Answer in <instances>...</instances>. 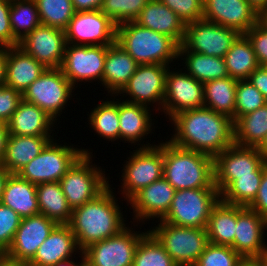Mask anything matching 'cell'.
<instances>
[{"label":"cell","instance_id":"obj_1","mask_svg":"<svg viewBox=\"0 0 267 266\" xmlns=\"http://www.w3.org/2000/svg\"><path fill=\"white\" fill-rule=\"evenodd\" d=\"M170 121L175 134L169 141L176 146L215 157L234 144L233 120L211 109L182 111Z\"/></svg>","mask_w":267,"mask_h":266},{"label":"cell","instance_id":"obj_2","mask_svg":"<svg viewBox=\"0 0 267 266\" xmlns=\"http://www.w3.org/2000/svg\"><path fill=\"white\" fill-rule=\"evenodd\" d=\"M110 185L94 200L73 209L69 226L80 251L93 243L116 236L126 228Z\"/></svg>","mask_w":267,"mask_h":266},{"label":"cell","instance_id":"obj_3","mask_svg":"<svg viewBox=\"0 0 267 266\" xmlns=\"http://www.w3.org/2000/svg\"><path fill=\"white\" fill-rule=\"evenodd\" d=\"M163 177L176 191L196 188H216L214 157L163 142Z\"/></svg>","mask_w":267,"mask_h":266},{"label":"cell","instance_id":"obj_4","mask_svg":"<svg viewBox=\"0 0 267 266\" xmlns=\"http://www.w3.org/2000/svg\"><path fill=\"white\" fill-rule=\"evenodd\" d=\"M116 43L138 64L169 66L179 58V44L170 36L142 27L134 21L117 25Z\"/></svg>","mask_w":267,"mask_h":266},{"label":"cell","instance_id":"obj_5","mask_svg":"<svg viewBox=\"0 0 267 266\" xmlns=\"http://www.w3.org/2000/svg\"><path fill=\"white\" fill-rule=\"evenodd\" d=\"M51 140L42 152L17 173L19 177L33 184L59 182L73 164L84 154L92 153L73 145H59Z\"/></svg>","mask_w":267,"mask_h":266},{"label":"cell","instance_id":"obj_6","mask_svg":"<svg viewBox=\"0 0 267 266\" xmlns=\"http://www.w3.org/2000/svg\"><path fill=\"white\" fill-rule=\"evenodd\" d=\"M219 200L217 188L178 190L161 221L181 227L206 228L211 210Z\"/></svg>","mask_w":267,"mask_h":266},{"label":"cell","instance_id":"obj_7","mask_svg":"<svg viewBox=\"0 0 267 266\" xmlns=\"http://www.w3.org/2000/svg\"><path fill=\"white\" fill-rule=\"evenodd\" d=\"M178 266H194L209 243L206 228L162 222L149 230Z\"/></svg>","mask_w":267,"mask_h":266},{"label":"cell","instance_id":"obj_8","mask_svg":"<svg viewBox=\"0 0 267 266\" xmlns=\"http://www.w3.org/2000/svg\"><path fill=\"white\" fill-rule=\"evenodd\" d=\"M91 158L83 154L59 181L72 209L94 200L110 185L102 169L91 164Z\"/></svg>","mask_w":267,"mask_h":266},{"label":"cell","instance_id":"obj_9","mask_svg":"<svg viewBox=\"0 0 267 266\" xmlns=\"http://www.w3.org/2000/svg\"><path fill=\"white\" fill-rule=\"evenodd\" d=\"M123 168L121 190L127 202L140 190L163 177V143L141 144Z\"/></svg>","mask_w":267,"mask_h":266},{"label":"cell","instance_id":"obj_10","mask_svg":"<svg viewBox=\"0 0 267 266\" xmlns=\"http://www.w3.org/2000/svg\"><path fill=\"white\" fill-rule=\"evenodd\" d=\"M74 89L60 68H47L23 92L22 99L37 105L56 121Z\"/></svg>","mask_w":267,"mask_h":266},{"label":"cell","instance_id":"obj_11","mask_svg":"<svg viewBox=\"0 0 267 266\" xmlns=\"http://www.w3.org/2000/svg\"><path fill=\"white\" fill-rule=\"evenodd\" d=\"M241 34L232 28L204 19L185 24V36L179 51H194L208 56L224 58Z\"/></svg>","mask_w":267,"mask_h":266},{"label":"cell","instance_id":"obj_12","mask_svg":"<svg viewBox=\"0 0 267 266\" xmlns=\"http://www.w3.org/2000/svg\"><path fill=\"white\" fill-rule=\"evenodd\" d=\"M116 28L101 10L75 11L64 30L66 44L110 46L116 42Z\"/></svg>","mask_w":267,"mask_h":266},{"label":"cell","instance_id":"obj_13","mask_svg":"<svg viewBox=\"0 0 267 266\" xmlns=\"http://www.w3.org/2000/svg\"><path fill=\"white\" fill-rule=\"evenodd\" d=\"M257 147L231 145L214 157V184L221 194L238 176L253 175L265 162Z\"/></svg>","mask_w":267,"mask_h":266},{"label":"cell","instance_id":"obj_14","mask_svg":"<svg viewBox=\"0 0 267 266\" xmlns=\"http://www.w3.org/2000/svg\"><path fill=\"white\" fill-rule=\"evenodd\" d=\"M130 229L126 227L116 236L85 248V260L92 266H133L137 245L147 232L138 234Z\"/></svg>","mask_w":267,"mask_h":266},{"label":"cell","instance_id":"obj_15","mask_svg":"<svg viewBox=\"0 0 267 266\" xmlns=\"http://www.w3.org/2000/svg\"><path fill=\"white\" fill-rule=\"evenodd\" d=\"M107 48L108 46L66 44L60 69L74 87L84 80H100L102 84Z\"/></svg>","mask_w":267,"mask_h":266},{"label":"cell","instance_id":"obj_16","mask_svg":"<svg viewBox=\"0 0 267 266\" xmlns=\"http://www.w3.org/2000/svg\"><path fill=\"white\" fill-rule=\"evenodd\" d=\"M58 224L43 214L21 219L4 258L11 262L28 264L36 255L38 247Z\"/></svg>","mask_w":267,"mask_h":266},{"label":"cell","instance_id":"obj_17","mask_svg":"<svg viewBox=\"0 0 267 266\" xmlns=\"http://www.w3.org/2000/svg\"><path fill=\"white\" fill-rule=\"evenodd\" d=\"M204 107V85L188 73L167 71L165 97L160 110L169 120L182 111Z\"/></svg>","mask_w":267,"mask_h":266},{"label":"cell","instance_id":"obj_18","mask_svg":"<svg viewBox=\"0 0 267 266\" xmlns=\"http://www.w3.org/2000/svg\"><path fill=\"white\" fill-rule=\"evenodd\" d=\"M169 67L162 64H139L134 75L117 94L129 95L126 102L149 106L151 103L163 105L165 78ZM132 99V100H131Z\"/></svg>","mask_w":267,"mask_h":266},{"label":"cell","instance_id":"obj_19","mask_svg":"<svg viewBox=\"0 0 267 266\" xmlns=\"http://www.w3.org/2000/svg\"><path fill=\"white\" fill-rule=\"evenodd\" d=\"M18 46L46 68H60L66 47L65 33L64 30L40 24Z\"/></svg>","mask_w":267,"mask_h":266},{"label":"cell","instance_id":"obj_20","mask_svg":"<svg viewBox=\"0 0 267 266\" xmlns=\"http://www.w3.org/2000/svg\"><path fill=\"white\" fill-rule=\"evenodd\" d=\"M203 19L245 34L258 23V13L247 0H204Z\"/></svg>","mask_w":267,"mask_h":266},{"label":"cell","instance_id":"obj_21","mask_svg":"<svg viewBox=\"0 0 267 266\" xmlns=\"http://www.w3.org/2000/svg\"><path fill=\"white\" fill-rule=\"evenodd\" d=\"M236 226L234 250L243 258H258L267 249L263 241L267 220L250 208L237 205Z\"/></svg>","mask_w":267,"mask_h":266},{"label":"cell","instance_id":"obj_22","mask_svg":"<svg viewBox=\"0 0 267 266\" xmlns=\"http://www.w3.org/2000/svg\"><path fill=\"white\" fill-rule=\"evenodd\" d=\"M176 189L162 177L137 192L128 202L133 208L135 220L159 218L161 220L171 206Z\"/></svg>","mask_w":267,"mask_h":266},{"label":"cell","instance_id":"obj_23","mask_svg":"<svg viewBox=\"0 0 267 266\" xmlns=\"http://www.w3.org/2000/svg\"><path fill=\"white\" fill-rule=\"evenodd\" d=\"M80 250L68 224H58L45 241L38 247L29 266H53L59 261L73 257Z\"/></svg>","mask_w":267,"mask_h":266},{"label":"cell","instance_id":"obj_24","mask_svg":"<svg viewBox=\"0 0 267 266\" xmlns=\"http://www.w3.org/2000/svg\"><path fill=\"white\" fill-rule=\"evenodd\" d=\"M46 69L19 46L7 47L6 86L23 94Z\"/></svg>","mask_w":267,"mask_h":266},{"label":"cell","instance_id":"obj_25","mask_svg":"<svg viewBox=\"0 0 267 266\" xmlns=\"http://www.w3.org/2000/svg\"><path fill=\"white\" fill-rule=\"evenodd\" d=\"M138 25L173 38L179 45L185 36V23L159 0H149L134 20Z\"/></svg>","mask_w":267,"mask_h":266},{"label":"cell","instance_id":"obj_26","mask_svg":"<svg viewBox=\"0 0 267 266\" xmlns=\"http://www.w3.org/2000/svg\"><path fill=\"white\" fill-rule=\"evenodd\" d=\"M54 121L37 105L22 99L7 123L8 133L18 136H51Z\"/></svg>","mask_w":267,"mask_h":266},{"label":"cell","instance_id":"obj_27","mask_svg":"<svg viewBox=\"0 0 267 266\" xmlns=\"http://www.w3.org/2000/svg\"><path fill=\"white\" fill-rule=\"evenodd\" d=\"M138 65L116 42L108 46L102 77L104 88L116 96L134 75Z\"/></svg>","mask_w":267,"mask_h":266},{"label":"cell","instance_id":"obj_28","mask_svg":"<svg viewBox=\"0 0 267 266\" xmlns=\"http://www.w3.org/2000/svg\"><path fill=\"white\" fill-rule=\"evenodd\" d=\"M52 136H18L8 134L2 165L17 174L21 168L38 156L46 145L54 140Z\"/></svg>","mask_w":267,"mask_h":266},{"label":"cell","instance_id":"obj_29","mask_svg":"<svg viewBox=\"0 0 267 266\" xmlns=\"http://www.w3.org/2000/svg\"><path fill=\"white\" fill-rule=\"evenodd\" d=\"M36 188V184L17 174H11L0 202L14 210L22 219L39 214Z\"/></svg>","mask_w":267,"mask_h":266},{"label":"cell","instance_id":"obj_30","mask_svg":"<svg viewBox=\"0 0 267 266\" xmlns=\"http://www.w3.org/2000/svg\"><path fill=\"white\" fill-rule=\"evenodd\" d=\"M148 108V109H147ZM150 106L119 100V138L135 143L152 131ZM151 118V119H150Z\"/></svg>","mask_w":267,"mask_h":266},{"label":"cell","instance_id":"obj_31","mask_svg":"<svg viewBox=\"0 0 267 266\" xmlns=\"http://www.w3.org/2000/svg\"><path fill=\"white\" fill-rule=\"evenodd\" d=\"M237 222V205L221 199L213 206L206 231L210 243L231 246L234 249V236Z\"/></svg>","mask_w":267,"mask_h":266},{"label":"cell","instance_id":"obj_32","mask_svg":"<svg viewBox=\"0 0 267 266\" xmlns=\"http://www.w3.org/2000/svg\"><path fill=\"white\" fill-rule=\"evenodd\" d=\"M237 81L230 76L205 82L204 107L235 121Z\"/></svg>","mask_w":267,"mask_h":266},{"label":"cell","instance_id":"obj_33","mask_svg":"<svg viewBox=\"0 0 267 266\" xmlns=\"http://www.w3.org/2000/svg\"><path fill=\"white\" fill-rule=\"evenodd\" d=\"M39 213L57 224H69L73 209L68 204L59 182L37 184Z\"/></svg>","mask_w":267,"mask_h":266},{"label":"cell","instance_id":"obj_34","mask_svg":"<svg viewBox=\"0 0 267 266\" xmlns=\"http://www.w3.org/2000/svg\"><path fill=\"white\" fill-rule=\"evenodd\" d=\"M234 144L243 147H258L267 134V103L234 122Z\"/></svg>","mask_w":267,"mask_h":266},{"label":"cell","instance_id":"obj_35","mask_svg":"<svg viewBox=\"0 0 267 266\" xmlns=\"http://www.w3.org/2000/svg\"><path fill=\"white\" fill-rule=\"evenodd\" d=\"M228 74L236 80L248 79L260 65L248 38L241 34L224 56Z\"/></svg>","mask_w":267,"mask_h":266},{"label":"cell","instance_id":"obj_36","mask_svg":"<svg viewBox=\"0 0 267 266\" xmlns=\"http://www.w3.org/2000/svg\"><path fill=\"white\" fill-rule=\"evenodd\" d=\"M183 55L184 58H182ZM179 58L184 59L187 73L203 84L207 81L229 76L224 58L208 56L194 51H179Z\"/></svg>","mask_w":267,"mask_h":266},{"label":"cell","instance_id":"obj_37","mask_svg":"<svg viewBox=\"0 0 267 266\" xmlns=\"http://www.w3.org/2000/svg\"><path fill=\"white\" fill-rule=\"evenodd\" d=\"M265 161L253 175L238 176L221 194L223 202L248 207L256 198L263 177Z\"/></svg>","mask_w":267,"mask_h":266},{"label":"cell","instance_id":"obj_38","mask_svg":"<svg viewBox=\"0 0 267 266\" xmlns=\"http://www.w3.org/2000/svg\"><path fill=\"white\" fill-rule=\"evenodd\" d=\"M89 115L88 123L93 130L105 139L115 141L119 139V101H103L99 103Z\"/></svg>","mask_w":267,"mask_h":266},{"label":"cell","instance_id":"obj_39","mask_svg":"<svg viewBox=\"0 0 267 266\" xmlns=\"http://www.w3.org/2000/svg\"><path fill=\"white\" fill-rule=\"evenodd\" d=\"M9 16L13 37L18 42L41 24L35 0L12 2Z\"/></svg>","mask_w":267,"mask_h":266},{"label":"cell","instance_id":"obj_40","mask_svg":"<svg viewBox=\"0 0 267 266\" xmlns=\"http://www.w3.org/2000/svg\"><path fill=\"white\" fill-rule=\"evenodd\" d=\"M133 266H178L171 256L165 251L163 245L150 232L140 239Z\"/></svg>","mask_w":267,"mask_h":266},{"label":"cell","instance_id":"obj_41","mask_svg":"<svg viewBox=\"0 0 267 266\" xmlns=\"http://www.w3.org/2000/svg\"><path fill=\"white\" fill-rule=\"evenodd\" d=\"M43 25L65 30L75 10L72 0H35Z\"/></svg>","mask_w":267,"mask_h":266},{"label":"cell","instance_id":"obj_42","mask_svg":"<svg viewBox=\"0 0 267 266\" xmlns=\"http://www.w3.org/2000/svg\"><path fill=\"white\" fill-rule=\"evenodd\" d=\"M149 0H103L100 10L116 25L134 21Z\"/></svg>","mask_w":267,"mask_h":266},{"label":"cell","instance_id":"obj_43","mask_svg":"<svg viewBox=\"0 0 267 266\" xmlns=\"http://www.w3.org/2000/svg\"><path fill=\"white\" fill-rule=\"evenodd\" d=\"M235 97V120L267 103L263 94L248 79L237 81Z\"/></svg>","mask_w":267,"mask_h":266},{"label":"cell","instance_id":"obj_44","mask_svg":"<svg viewBox=\"0 0 267 266\" xmlns=\"http://www.w3.org/2000/svg\"><path fill=\"white\" fill-rule=\"evenodd\" d=\"M242 260L231 246L209 242L194 266H238Z\"/></svg>","mask_w":267,"mask_h":266},{"label":"cell","instance_id":"obj_45","mask_svg":"<svg viewBox=\"0 0 267 266\" xmlns=\"http://www.w3.org/2000/svg\"><path fill=\"white\" fill-rule=\"evenodd\" d=\"M21 217L11 208L0 202V252L5 253L20 225Z\"/></svg>","mask_w":267,"mask_h":266},{"label":"cell","instance_id":"obj_46","mask_svg":"<svg viewBox=\"0 0 267 266\" xmlns=\"http://www.w3.org/2000/svg\"><path fill=\"white\" fill-rule=\"evenodd\" d=\"M170 8L185 23L203 19L204 0H159Z\"/></svg>","mask_w":267,"mask_h":266},{"label":"cell","instance_id":"obj_47","mask_svg":"<svg viewBox=\"0 0 267 266\" xmlns=\"http://www.w3.org/2000/svg\"><path fill=\"white\" fill-rule=\"evenodd\" d=\"M21 100L22 94L14 88L6 85L0 87V122H9Z\"/></svg>","mask_w":267,"mask_h":266},{"label":"cell","instance_id":"obj_48","mask_svg":"<svg viewBox=\"0 0 267 266\" xmlns=\"http://www.w3.org/2000/svg\"><path fill=\"white\" fill-rule=\"evenodd\" d=\"M244 35L251 42L259 65L267 66V31L257 23Z\"/></svg>","mask_w":267,"mask_h":266},{"label":"cell","instance_id":"obj_49","mask_svg":"<svg viewBox=\"0 0 267 266\" xmlns=\"http://www.w3.org/2000/svg\"><path fill=\"white\" fill-rule=\"evenodd\" d=\"M11 3L0 0V46L12 47L18 46L19 42L13 37L10 25Z\"/></svg>","mask_w":267,"mask_h":266},{"label":"cell","instance_id":"obj_50","mask_svg":"<svg viewBox=\"0 0 267 266\" xmlns=\"http://www.w3.org/2000/svg\"><path fill=\"white\" fill-rule=\"evenodd\" d=\"M267 220V164L264 167L263 177L254 201L248 206Z\"/></svg>","mask_w":267,"mask_h":266},{"label":"cell","instance_id":"obj_51","mask_svg":"<svg viewBox=\"0 0 267 266\" xmlns=\"http://www.w3.org/2000/svg\"><path fill=\"white\" fill-rule=\"evenodd\" d=\"M248 80L263 94L267 100V66H259L248 77Z\"/></svg>","mask_w":267,"mask_h":266},{"label":"cell","instance_id":"obj_52","mask_svg":"<svg viewBox=\"0 0 267 266\" xmlns=\"http://www.w3.org/2000/svg\"><path fill=\"white\" fill-rule=\"evenodd\" d=\"M103 0H72L75 11L100 10Z\"/></svg>","mask_w":267,"mask_h":266},{"label":"cell","instance_id":"obj_53","mask_svg":"<svg viewBox=\"0 0 267 266\" xmlns=\"http://www.w3.org/2000/svg\"><path fill=\"white\" fill-rule=\"evenodd\" d=\"M7 47H0V87L5 85Z\"/></svg>","mask_w":267,"mask_h":266},{"label":"cell","instance_id":"obj_54","mask_svg":"<svg viewBox=\"0 0 267 266\" xmlns=\"http://www.w3.org/2000/svg\"><path fill=\"white\" fill-rule=\"evenodd\" d=\"M8 134L9 133H8L7 124L0 122V164L2 163L3 158H4Z\"/></svg>","mask_w":267,"mask_h":266},{"label":"cell","instance_id":"obj_55","mask_svg":"<svg viewBox=\"0 0 267 266\" xmlns=\"http://www.w3.org/2000/svg\"><path fill=\"white\" fill-rule=\"evenodd\" d=\"M10 175L11 173L2 164H0V201L5 189L7 179Z\"/></svg>","mask_w":267,"mask_h":266},{"label":"cell","instance_id":"obj_56","mask_svg":"<svg viewBox=\"0 0 267 266\" xmlns=\"http://www.w3.org/2000/svg\"><path fill=\"white\" fill-rule=\"evenodd\" d=\"M249 5L259 13L261 10L267 9V0H247Z\"/></svg>","mask_w":267,"mask_h":266},{"label":"cell","instance_id":"obj_57","mask_svg":"<svg viewBox=\"0 0 267 266\" xmlns=\"http://www.w3.org/2000/svg\"><path fill=\"white\" fill-rule=\"evenodd\" d=\"M238 266H263L258 258H243Z\"/></svg>","mask_w":267,"mask_h":266},{"label":"cell","instance_id":"obj_58","mask_svg":"<svg viewBox=\"0 0 267 266\" xmlns=\"http://www.w3.org/2000/svg\"><path fill=\"white\" fill-rule=\"evenodd\" d=\"M258 24L267 31V9L258 13Z\"/></svg>","mask_w":267,"mask_h":266},{"label":"cell","instance_id":"obj_59","mask_svg":"<svg viewBox=\"0 0 267 266\" xmlns=\"http://www.w3.org/2000/svg\"><path fill=\"white\" fill-rule=\"evenodd\" d=\"M257 149L267 161V134L261 144L257 147Z\"/></svg>","mask_w":267,"mask_h":266},{"label":"cell","instance_id":"obj_60","mask_svg":"<svg viewBox=\"0 0 267 266\" xmlns=\"http://www.w3.org/2000/svg\"><path fill=\"white\" fill-rule=\"evenodd\" d=\"M53 266H80V264L75 263V261H73L72 258L71 259L69 258L66 260L59 261Z\"/></svg>","mask_w":267,"mask_h":266},{"label":"cell","instance_id":"obj_61","mask_svg":"<svg viewBox=\"0 0 267 266\" xmlns=\"http://www.w3.org/2000/svg\"><path fill=\"white\" fill-rule=\"evenodd\" d=\"M0 266H29V265L25 263L11 262L3 258L2 261L0 262Z\"/></svg>","mask_w":267,"mask_h":266},{"label":"cell","instance_id":"obj_62","mask_svg":"<svg viewBox=\"0 0 267 266\" xmlns=\"http://www.w3.org/2000/svg\"><path fill=\"white\" fill-rule=\"evenodd\" d=\"M263 266H267V249L258 257Z\"/></svg>","mask_w":267,"mask_h":266},{"label":"cell","instance_id":"obj_63","mask_svg":"<svg viewBox=\"0 0 267 266\" xmlns=\"http://www.w3.org/2000/svg\"><path fill=\"white\" fill-rule=\"evenodd\" d=\"M81 253L82 261L80 263V266H92L87 260H85L83 251H78Z\"/></svg>","mask_w":267,"mask_h":266},{"label":"cell","instance_id":"obj_64","mask_svg":"<svg viewBox=\"0 0 267 266\" xmlns=\"http://www.w3.org/2000/svg\"><path fill=\"white\" fill-rule=\"evenodd\" d=\"M3 258H4V254L0 252V262L2 261Z\"/></svg>","mask_w":267,"mask_h":266},{"label":"cell","instance_id":"obj_65","mask_svg":"<svg viewBox=\"0 0 267 266\" xmlns=\"http://www.w3.org/2000/svg\"><path fill=\"white\" fill-rule=\"evenodd\" d=\"M4 1L12 3V2H15L16 0H4Z\"/></svg>","mask_w":267,"mask_h":266}]
</instances>
